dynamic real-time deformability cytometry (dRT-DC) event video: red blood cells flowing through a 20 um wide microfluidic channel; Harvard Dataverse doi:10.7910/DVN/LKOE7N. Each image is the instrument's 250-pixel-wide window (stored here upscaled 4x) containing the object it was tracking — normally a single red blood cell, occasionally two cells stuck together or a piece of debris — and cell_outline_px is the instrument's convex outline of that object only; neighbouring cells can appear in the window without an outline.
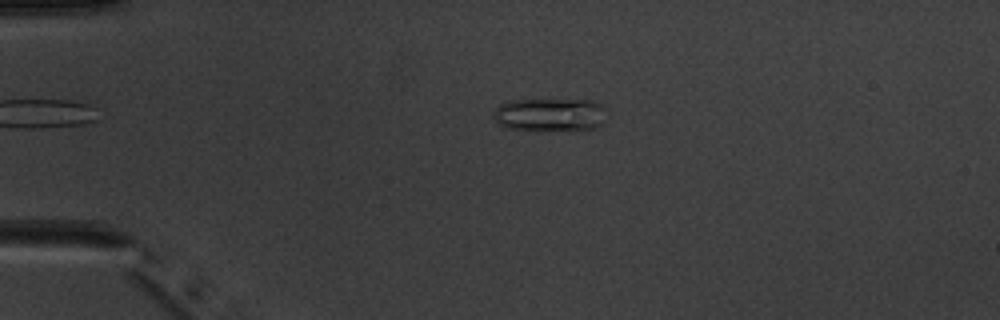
{"species": "common noctule bat (a hibernating species)", "species_latin": "Nyctalus noctula", "temperature_condition": "warm", "stored_images_in_passage": 5, "camera_frame_rate_fps": 3000, "um_per_image_px": 0.085, "animal": {"sex": "male", "body_mass_g": 20.1, "forearm_length_mm": 53.5}, "frame": {"image": 1, "passage_image": 3, "time_ms": 2.333, "image_size_px": [1000, 320], "cell_outline_px": [[604, 120], [596, 128], [580, 132], [536, 132], [504, 128], [496, 124], [492, 116], [496, 108], [500, 104], [512, 100], [592, 100], [600, 104], [604, 108]], "centroid_in_image_um": [46.72, 9.82], "position_along_channel_um": 38.3, "area_um2": 23.06}}